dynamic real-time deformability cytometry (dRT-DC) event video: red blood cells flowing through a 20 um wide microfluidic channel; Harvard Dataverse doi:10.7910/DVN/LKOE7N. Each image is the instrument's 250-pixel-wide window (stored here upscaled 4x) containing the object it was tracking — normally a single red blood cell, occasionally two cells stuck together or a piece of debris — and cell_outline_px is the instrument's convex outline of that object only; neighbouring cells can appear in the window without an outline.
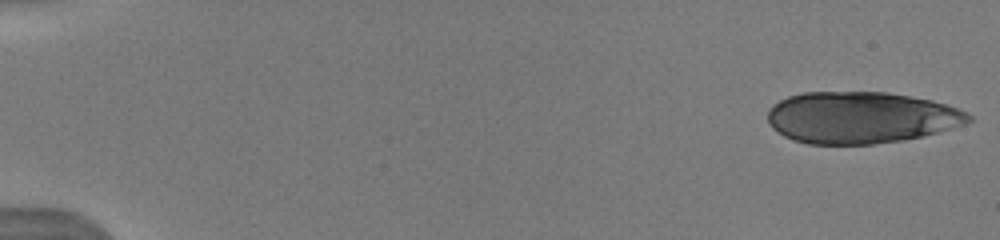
{"species": "human", "species_latin": "Homo sapiens", "temperature_condition": "warm", "stored_images_in_passage": 27, "camera_frame_rate_fps": 3000, "um_per_image_px": 0.085, "donor": {"sex": "male"}, "frame": {"image": 1, "passage_image": 1, "time_ms": 0.0, "image_size_px": [1000, 240], "cell_outline_px": [[972, 120], [964, 124], [936, 132], [920, 136], [900, 140], [872, 144], [808, 144], [784, 136], [772, 128], [768, 124], [768, 108], [772, 104], [788, 96], [804, 92], [888, 92], [932, 100], [956, 108], [972, 116]], "centroid_in_image_um": [73.12, 9.98], "position_along_channel_um": 11.9, "area_um2": 60.23}}